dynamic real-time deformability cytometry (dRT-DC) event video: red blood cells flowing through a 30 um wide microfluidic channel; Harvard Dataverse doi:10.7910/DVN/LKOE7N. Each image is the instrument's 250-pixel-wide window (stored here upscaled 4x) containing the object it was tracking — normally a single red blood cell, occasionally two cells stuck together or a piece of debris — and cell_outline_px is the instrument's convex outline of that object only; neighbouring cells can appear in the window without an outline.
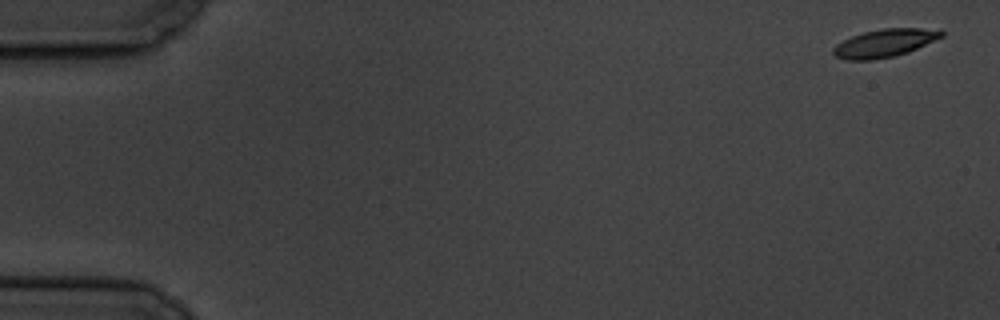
{"species": "common noctule bat (a hibernating species)", "species_latin": "Nyctalus noctula", "temperature_condition": "cold", "stored_images_in_passage": 5, "camera_frame_rate_fps": 3000, "um_per_image_px": 0.085, "animal": {"sex": "male", "body_mass_g": 19.5, "forearm_length_mm": 54.6}, "frame": {"image": 1, "passage_image": 1, "time_ms": 0.0, "image_size_px": [1000, 320], "cell_outline_px": [[944, 36], [908, 52], [892, 56], [872, 60], [844, 60], [836, 56], [832, 52], [832, 48], [836, 44], [852, 36], [864, 32], [884, 28], [920, 28], [944, 32]], "centroid_in_image_um": [75.14, 3.67], "position_along_channel_um": 9.9, "area_um2": 17.4}}
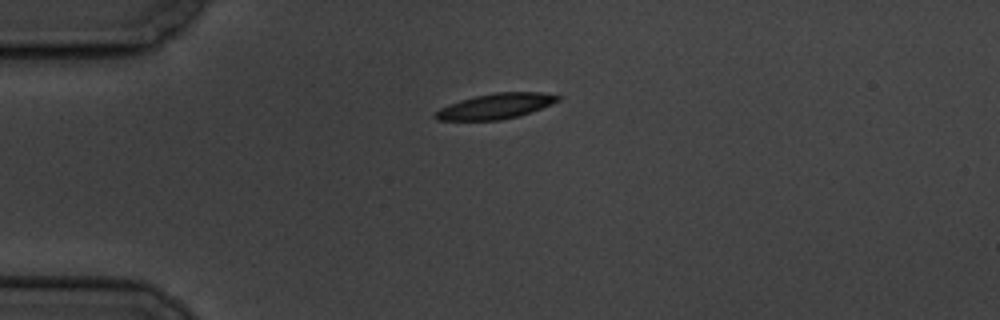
{"frame": {"image": 2, "passage_image": 4, "time_ms": 4.333, "image_size_px": [1000, 320], "cell_outline_px": [[560, 100], [552, 104], [520, 116], [500, 120], [436, 120], [432, 116], [440, 108], [448, 104], [460, 100], [476, 96], [496, 92], [540, 92], [560, 96]], "centroid_in_image_um": [42.12, 9.03], "position_along_channel_um": 42.9, "area_um2": 18.09}}